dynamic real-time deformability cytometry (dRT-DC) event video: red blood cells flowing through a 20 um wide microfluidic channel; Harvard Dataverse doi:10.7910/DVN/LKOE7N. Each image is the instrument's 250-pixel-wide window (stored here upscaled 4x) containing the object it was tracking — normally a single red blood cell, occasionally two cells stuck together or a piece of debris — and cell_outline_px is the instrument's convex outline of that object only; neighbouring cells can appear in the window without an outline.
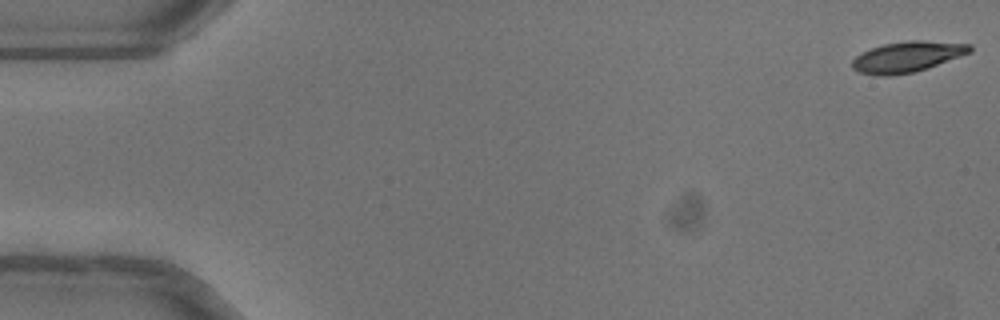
{"species": "common noctule bat (a hibernating species)", "species_latin": "Nyctalus noctula", "temperature_condition": "warm", "stored_images_in_passage": 15, "camera_frame_rate_fps": 3000, "um_per_image_px": 0.085, "animal": {"sex": "female"}, "frame": {"image": 1, "passage_image": 1, "time_ms": 0.0, "image_size_px": [1000, 320], "cell_outline_px": [[972, 52], [928, 68], [916, 72], [888, 76], [876, 76], [860, 72], [852, 68], [852, 60], [856, 56], [872, 48], [884, 44], [908, 40], [924, 40], [972, 44]], "centroid_in_image_um": [77.15, 4.83], "position_along_channel_um": 7.9, "area_um2": 21.15}}
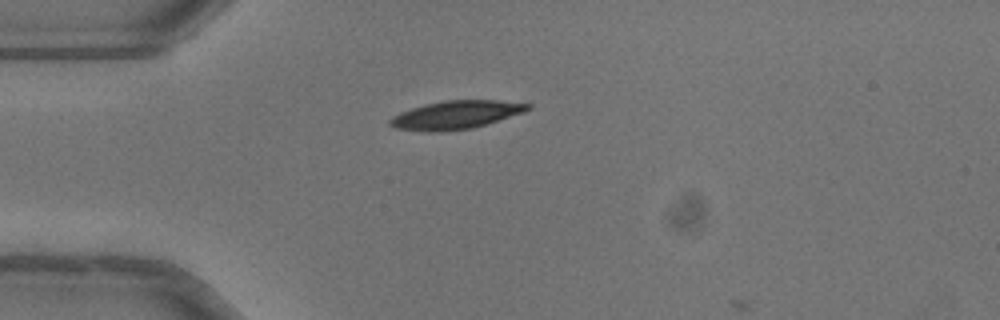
{"frame": {"image": 2, "passage_image": 14, "time_ms": 4.333, "image_size_px": [1000, 320], "cell_outline_px": [[532, 108], [524, 112], [472, 128], [444, 132], [424, 132], [396, 128], [388, 124], [388, 120], [392, 116], [400, 112], [424, 104], [444, 100], [496, 100], [532, 104]], "centroid_in_image_um": [38.71, 9.77], "position_along_channel_um": 46.3, "area_um2": 22.83}}